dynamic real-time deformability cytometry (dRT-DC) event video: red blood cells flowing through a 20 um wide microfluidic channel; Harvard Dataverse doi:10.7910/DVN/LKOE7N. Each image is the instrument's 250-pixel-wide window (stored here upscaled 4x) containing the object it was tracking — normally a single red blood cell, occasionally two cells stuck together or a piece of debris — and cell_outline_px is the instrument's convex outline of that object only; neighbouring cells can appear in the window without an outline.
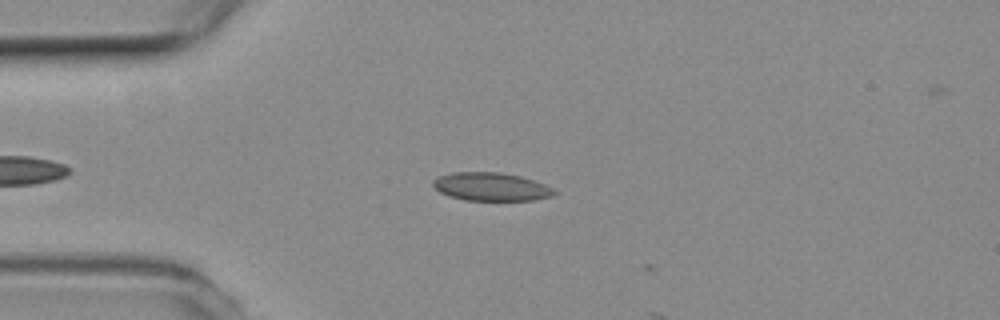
{"species": "common noctule bat (a hibernating species)", "species_latin": "Nyctalus noctula", "temperature_condition": "room temperature", "stored_images_in_passage": 6, "camera_frame_rate_fps": 3000, "um_per_image_px": 0.085, "animal": {"sex": "female", "body_mass_g": 19.3, "forearm_length_mm": 54.1}, "frame": {"image": 1, "passage_image": 4, "time_ms": 1.0, "image_size_px": [1000, 320], "cell_outline_px": [[556, 192], [552, 196], [532, 200], [464, 200], [448, 196], [440, 192], [432, 184], [432, 180], [440, 176], [452, 172], [500, 172], [520, 176], [544, 184], [552, 188]], "centroid_in_image_um": [41.71, 15.87], "position_along_channel_um": 43.3, "area_um2": 19.83}}